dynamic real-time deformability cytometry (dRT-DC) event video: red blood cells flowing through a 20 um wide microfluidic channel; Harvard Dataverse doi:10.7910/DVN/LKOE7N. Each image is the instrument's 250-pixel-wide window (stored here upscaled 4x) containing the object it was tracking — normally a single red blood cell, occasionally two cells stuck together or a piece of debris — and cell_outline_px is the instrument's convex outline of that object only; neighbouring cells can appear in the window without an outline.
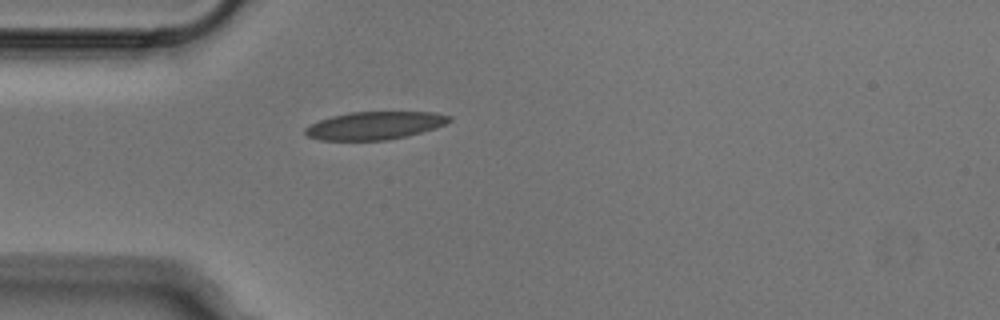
{"species": "Egyptian fruit bat (a non-hibernating species)", "species_latin": "Rousettus aegyptiacus", "temperature_condition": "cold", "stored_images_in_passage": 39, "camera_frame_rate_fps": 3000, "um_per_image_px": 0.085, "animal": {"sex": "male"}, "frame": {"image": 1, "passage_image": 1, "time_ms": 0.0, "image_size_px": [1000, 320], "cell_outline_px": [[452, 120], [436, 128], [408, 136], [388, 140], [320, 140], [308, 136], [304, 132], [304, 128], [320, 120], [332, 116], [348, 112], [436, 112], [452, 116]], "centroid_in_image_um": [31.89, 10.67], "position_along_channel_um": 53.1, "area_um2": 23.47}}
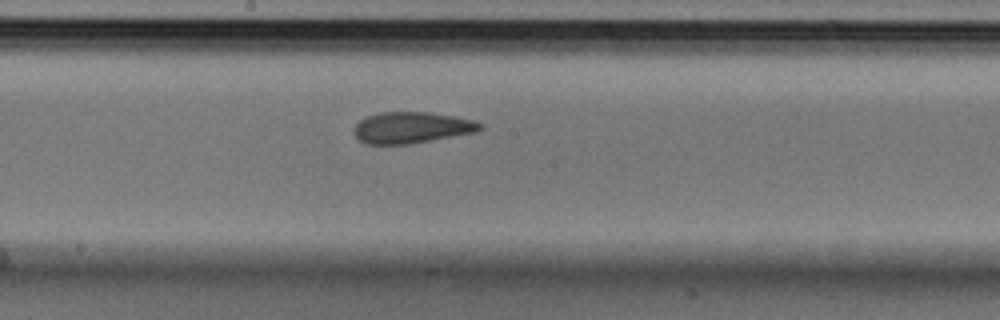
{"frame": {"image": 2, "passage_image": 14, "time_ms": 4.333, "image_size_px": [1000, 320], "cell_outline_px": [[484, 128], [476, 132], [432, 140], [408, 144], [364, 144], [356, 140], [352, 128], [360, 120], [368, 116], [380, 112], [428, 112], [452, 116], [472, 120], [480, 124]], "centroid_in_image_um": [34.92, 10.86], "position_along_channel_um": 213.3, "area_um2": 23.0}}
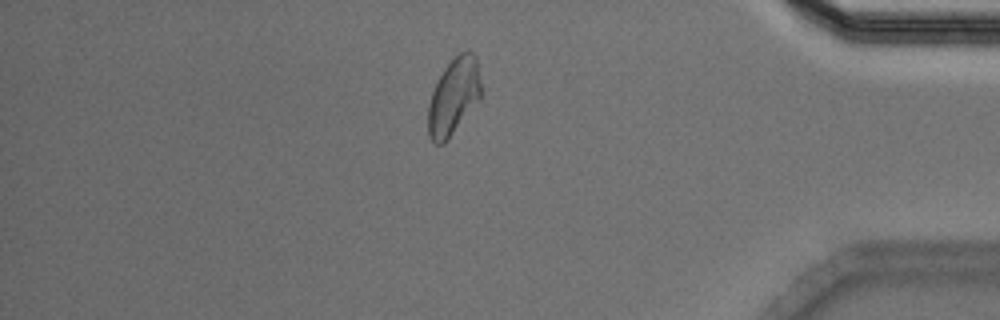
{"frame": {"image": 3, "passage_image": 31, "time_ms": 10.0, "image_size_px": [1000, 320], "cell_outline_px": [[480, 100], [444, 144], [436, 144], [428, 136], [428, 104], [432, 92], [444, 68], [460, 52], [468, 48], [476, 56], [480, 84]], "centroid_in_image_um": [38.56, 8.21], "position_along_channel_um": 396.6, "area_um2": 23.52}}